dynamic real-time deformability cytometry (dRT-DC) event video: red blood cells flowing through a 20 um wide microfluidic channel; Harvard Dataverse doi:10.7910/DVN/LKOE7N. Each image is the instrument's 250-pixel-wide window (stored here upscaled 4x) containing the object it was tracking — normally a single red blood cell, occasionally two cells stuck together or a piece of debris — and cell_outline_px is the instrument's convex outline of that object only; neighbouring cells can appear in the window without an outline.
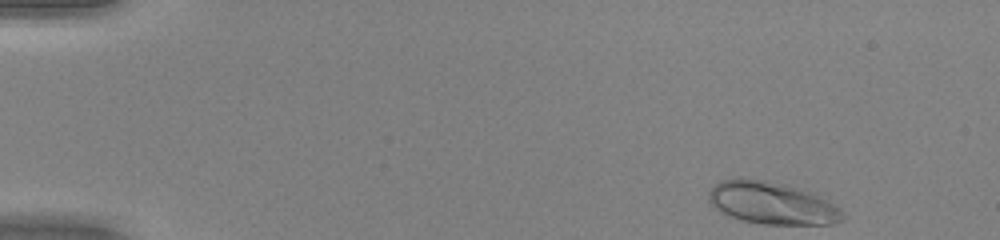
{"species": "human", "species_latin": "Homo sapiens", "temperature_condition": "warm", "stored_images_in_passage": 46, "camera_frame_rate_fps": 3000, "um_per_image_px": 0.085, "donor": {"sex": "female"}, "frame": {"image": 1, "passage_image": 1, "time_ms": 0.0, "image_size_px": [1000, 240], "cell_outline_px": [[844, 220], [832, 224], [764, 224], [744, 220], [720, 212], [708, 200], [708, 192], [720, 180], [744, 176], [788, 184], [816, 192], [828, 196], [844, 212]], "centroid_in_image_um": [65.7, 17.22], "position_along_channel_um": 19.3, "area_um2": 34.04}}
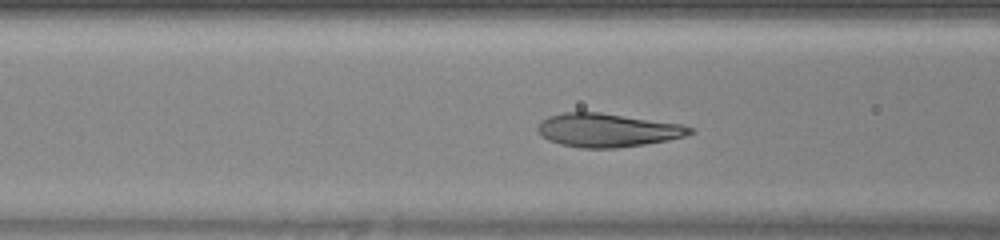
{"frame": {"image": 2, "passage_image": 17, "time_ms": 5.333, "image_size_px": [1000, 240], "cell_outline_px": [[696, 132], [684, 136], [668, 140], [644, 144], [616, 148], [580, 148], [560, 144], [548, 140], [540, 136], [536, 128], [540, 120], [548, 116], [564, 112], [600, 112], [680, 124], [696, 128]], "centroid_in_image_um": [51.61, 11.06], "position_along_channel_um": 115.0, "area_um2": 29.94}}
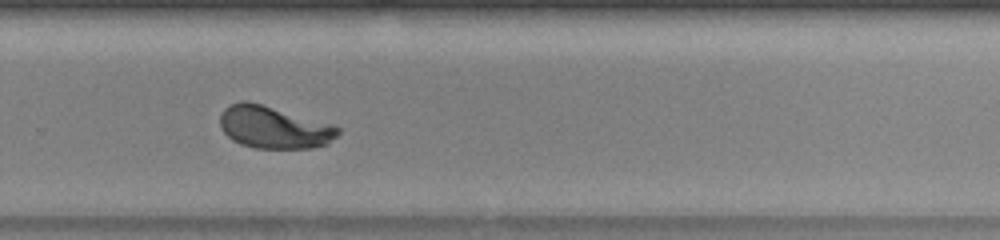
{"frame": {"image": 3, "passage_image": 31, "time_ms": 10.0, "image_size_px": [1000, 240], "cell_outline_px": [[340, 132], [328, 144], [312, 148], [256, 148], [240, 144], [232, 140], [220, 128], [220, 112], [224, 108], [240, 100], [248, 100], [332, 124], [340, 128]], "centroid_in_image_um": [23.26, 10.82], "position_along_channel_um": 306.5, "area_um2": 29.19}, "authors_computed_cell_mechanics": {"area_um2": 29.2757, "velocity_mm_per_s": 4.1128, "shape_relaxation_time_tau1_ms": 2.2148, "shape_relaxation_time_tau2_ms": null, "deformation_change_tau1": 0.1739, "deformation_change_tau2": null}}